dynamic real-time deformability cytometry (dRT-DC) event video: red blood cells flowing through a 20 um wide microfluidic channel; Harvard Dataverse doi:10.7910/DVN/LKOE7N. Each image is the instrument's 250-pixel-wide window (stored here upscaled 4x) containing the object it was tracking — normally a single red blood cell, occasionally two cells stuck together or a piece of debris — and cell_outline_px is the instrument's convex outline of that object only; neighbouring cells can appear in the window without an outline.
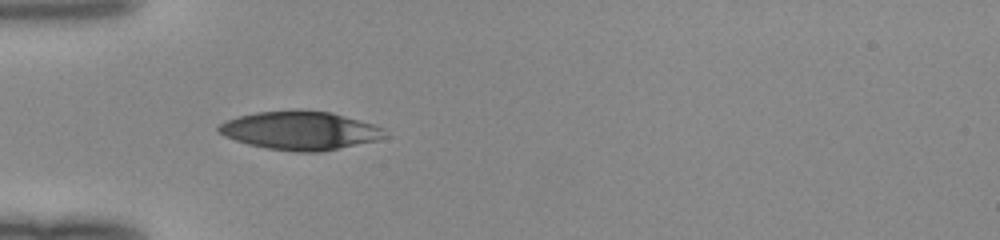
{"species": "human", "species_latin": "Homo sapiens", "temperature_condition": "room temperature", "stored_images_in_passage": 31, "camera_frame_rate_fps": 3000, "um_per_image_px": 0.085, "donor": {"sex": "female"}, "frame": {"image": 1, "passage_image": 1, "time_ms": 0.0, "image_size_px": [1000, 240], "cell_outline_px": [[388, 136], [376, 140], [320, 152], [296, 152], [268, 148], [248, 144], [224, 136], [216, 128], [224, 120], [256, 112], [332, 112], [372, 124], [384, 128]], "centroid_in_image_um": [25.51, 11.12], "position_along_channel_um": 59.5, "area_um2": 36.41}}
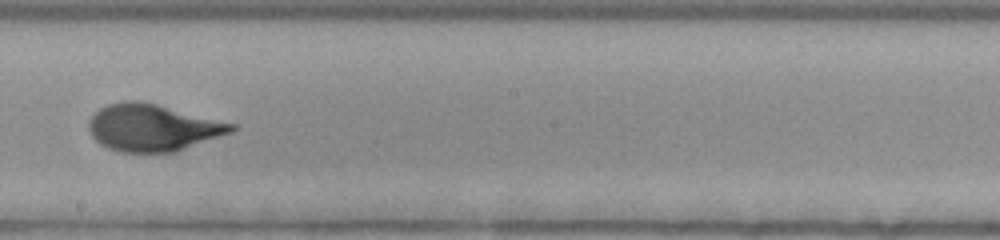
{"frame": {"image": 2, "passage_image": 14, "time_ms": 4.333, "image_size_px": [1000, 240], "cell_outline_px": [[236, 128], [232, 132], [176, 152], [120, 152], [108, 148], [100, 144], [92, 136], [88, 128], [88, 120], [100, 108], [108, 104], [124, 100], [136, 100], [156, 104], [236, 124]], "centroid_in_image_um": [12.96, 10.85], "position_along_channel_um": 235.2, "area_um2": 38.96}}
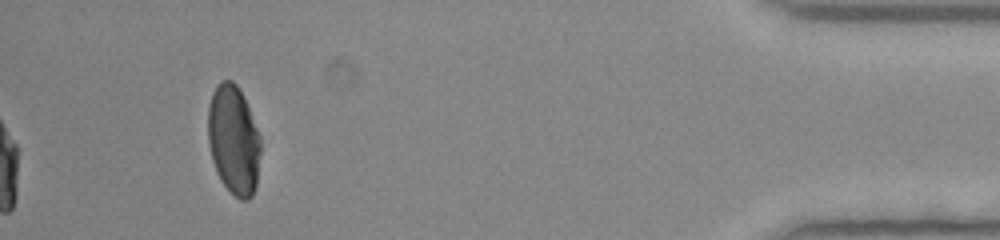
{"frame": {"image": 3, "passage_image": 31, "time_ms": 10.0, "image_size_px": [1000, 240], "cell_outline_px": [[260, 152], [256, 188], [252, 196], [248, 200], [240, 200], [220, 180], [216, 172], [212, 160], [208, 144], [208, 108], [212, 92], [216, 84], [220, 80], [232, 80], [236, 84], [244, 96], [260, 136]], "centroid_in_image_um": [19.85, 11.88], "position_along_channel_um": 415.4, "area_um2": 33.76}}